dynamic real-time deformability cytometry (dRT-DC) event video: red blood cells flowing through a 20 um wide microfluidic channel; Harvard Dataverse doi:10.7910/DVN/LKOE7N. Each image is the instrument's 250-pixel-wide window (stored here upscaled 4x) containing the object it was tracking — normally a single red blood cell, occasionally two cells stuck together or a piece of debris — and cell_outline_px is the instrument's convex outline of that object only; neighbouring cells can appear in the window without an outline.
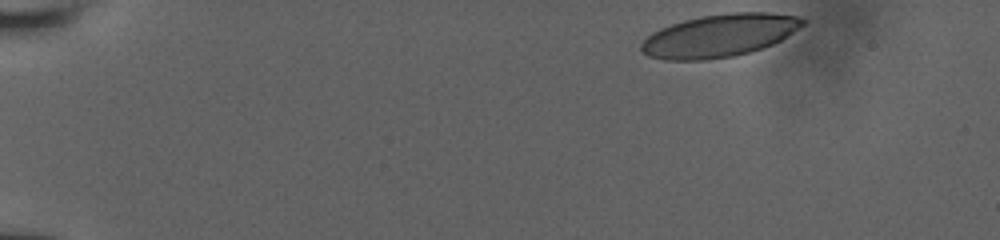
{"species": "human", "species_latin": "Homo sapiens", "temperature_condition": "room temperature", "stored_images_in_passage": 12, "camera_frame_rate_fps": 3000, "um_per_image_px": 0.085, "donor": {"sex": "male"}, "frame": {"image": 1, "passage_image": 1, "time_ms": 0.0, "image_size_px": [1000, 240], "cell_outline_px": [[808, 20], [804, 24], [788, 36], [772, 44], [748, 52], [732, 56], [704, 60], [664, 60], [648, 56], [640, 48], [640, 44], [652, 32], [660, 28], [684, 20], [700, 16], [728, 12], [772, 12], [800, 16]], "centroid_in_image_um": [61.17, 3.0], "position_along_channel_um": 23.8, "area_um2": 40.29}}
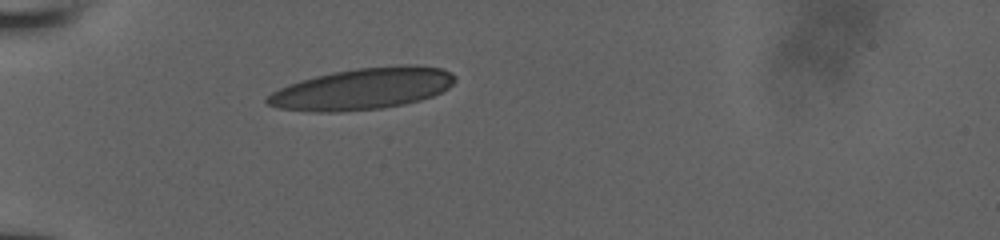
{"frame": {"image": 2, "passage_image": 9, "time_ms": 3.333, "image_size_px": [1000, 240], "cell_outline_px": [[456, 80], [448, 88], [432, 96], [420, 100], [404, 104], [380, 108], [340, 112], [312, 112], [276, 108], [268, 104], [264, 100], [272, 92], [288, 84], [300, 80], [332, 72], [356, 68], [396, 64], [416, 64], [444, 68], [452, 72], [456, 76]], "centroid_in_image_um": [30.84, 7.53], "position_along_channel_um": 54.2, "area_um2": 45.89}}
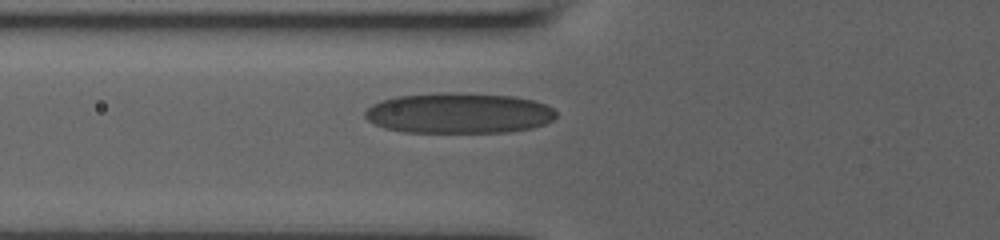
{"frame": {"image": 3, "passage_image": 12, "time_ms": 4.667, "image_size_px": [1000, 240], "cell_outline_px": [[556, 116], [552, 120], [544, 124], [532, 128], [508, 132], [404, 132], [384, 128], [368, 120], [364, 116], [364, 112], [372, 104], [380, 100], [396, 96], [440, 92], [464, 92], [512, 96], [532, 100], [544, 104], [552, 108], [556, 112]], "centroid_in_image_um": [38.97, 9.61], "position_along_channel_um": 86.8, "area_um2": 45.43}}